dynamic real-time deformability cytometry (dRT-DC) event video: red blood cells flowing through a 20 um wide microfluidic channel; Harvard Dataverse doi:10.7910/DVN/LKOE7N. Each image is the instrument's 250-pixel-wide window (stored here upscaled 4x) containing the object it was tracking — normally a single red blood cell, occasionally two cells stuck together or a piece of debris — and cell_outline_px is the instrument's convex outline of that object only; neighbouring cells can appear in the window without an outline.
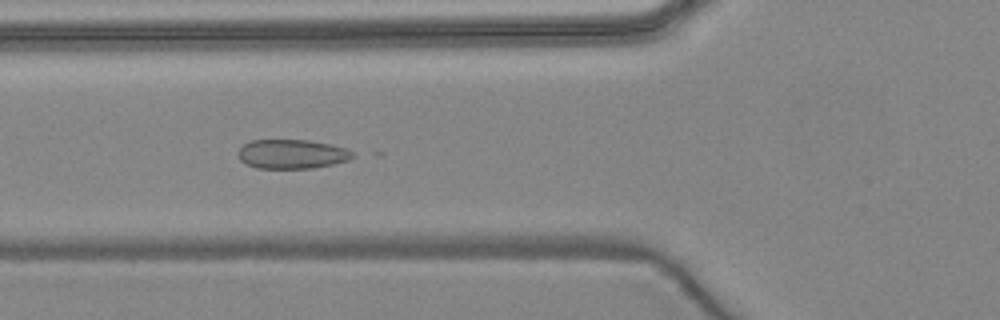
{"species": "common noctule bat (a hibernating species)", "species_latin": "Nyctalus noctula", "temperature_condition": "warm", "stored_images_in_passage": 7, "camera_frame_rate_fps": 3000, "um_per_image_px": 0.085, "animal": {"sex": "female", "body_mass_g": 24.6, "forearm_length_mm": 56.2}, "frame": {"image": 1, "passage_image": 6, "time_ms": 5.667, "image_size_px": [1000, 320], "cell_outline_px": [[356, 156], [348, 160], [332, 164], [312, 168], [256, 168], [244, 164], [240, 160], [236, 152], [244, 144], [252, 140], [308, 140], [328, 144], [344, 148], [352, 152]], "centroid_in_image_um": [24.76, 13.1], "position_along_channel_um": 101.0, "area_um2": 19.48}}
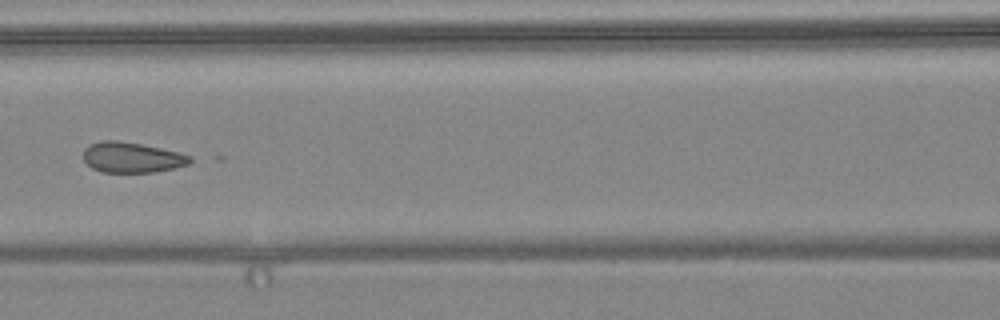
{"frame": {"image": 2, "passage_image": 7, "time_ms": 7.0, "image_size_px": [1000, 320], "cell_outline_px": [[192, 160], [188, 164], [172, 168], [152, 172], [104, 172], [92, 168], [84, 160], [84, 148], [88, 144], [100, 140], [116, 140], [140, 144], [180, 152], [192, 156]], "centroid_in_image_um": [11.19, 13.37], "position_along_channel_um": 155.4, "area_um2": 18.84}}